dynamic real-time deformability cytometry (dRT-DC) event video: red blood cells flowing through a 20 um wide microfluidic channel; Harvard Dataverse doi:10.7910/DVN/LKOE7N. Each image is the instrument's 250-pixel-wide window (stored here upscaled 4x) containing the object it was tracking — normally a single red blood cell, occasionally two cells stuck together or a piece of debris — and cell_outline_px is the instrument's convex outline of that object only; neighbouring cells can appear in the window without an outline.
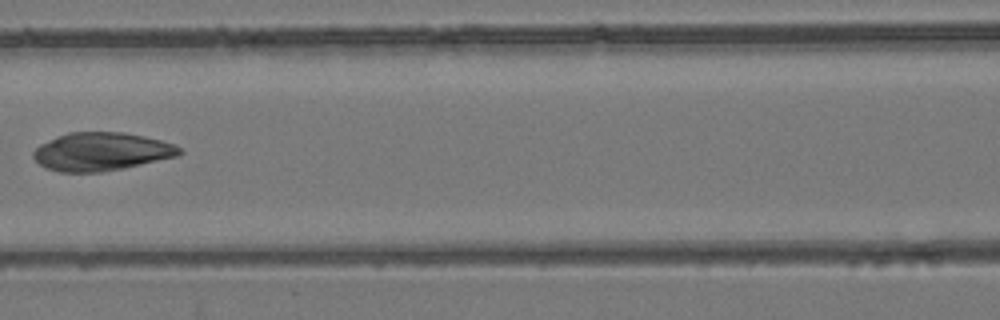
{"species": "common noctule bat (a hibernating species)", "species_latin": "Nyctalus noctula", "temperature_condition": "room temperature", "stored_images_in_passage": 8, "camera_frame_rate_fps": 3000, "um_per_image_px": 0.085, "animal": {"sex": "female", "body_mass_g": 24.6, "forearm_length_mm": 56.2}, "frame": {"image": 1, "passage_image": 8, "time_ms": 8.0, "image_size_px": [1000, 320], "cell_outline_px": [[184, 152], [180, 156], [124, 168], [100, 172], [60, 172], [44, 168], [32, 156], [32, 152], [40, 144], [56, 136], [68, 132], [124, 132], [144, 136], [160, 140], [172, 144], [180, 148]], "centroid_in_image_um": [8.61, 12.89], "position_along_channel_um": 158.0, "area_um2": 32.71}}